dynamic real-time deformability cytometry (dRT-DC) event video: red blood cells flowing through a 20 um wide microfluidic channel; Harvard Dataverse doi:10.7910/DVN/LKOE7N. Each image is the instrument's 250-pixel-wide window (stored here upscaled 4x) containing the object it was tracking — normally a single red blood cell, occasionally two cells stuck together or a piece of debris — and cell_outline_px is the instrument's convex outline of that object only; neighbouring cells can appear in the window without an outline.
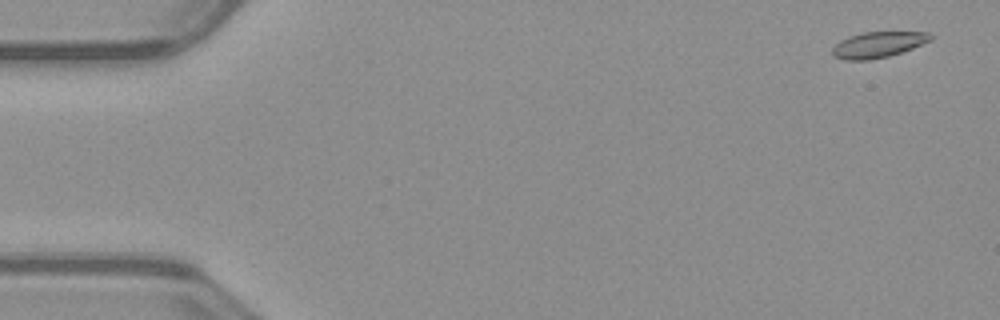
{"species": "common noctule bat (a hibernating species)", "species_latin": "Nyctalus noctula", "temperature_condition": "warm", "stored_images_in_passage": 53, "camera_frame_rate_fps": 3000, "um_per_image_px": 0.085, "animal": {"sex": "male", "body_mass_g": 23.1, "forearm_length_mm": 52.7}, "frame": {"image": 1, "passage_image": 3, "time_ms": 0.667, "image_size_px": [1000, 320], "cell_outline_px": [[936, 36], [932, 40], [912, 48], [888, 56], [868, 60], [844, 60], [832, 56], [832, 48], [840, 40], [848, 36], [864, 32], [928, 32]], "centroid_in_image_um": [74.63, 3.79], "position_along_channel_um": 10.4, "area_um2": 14.85}}
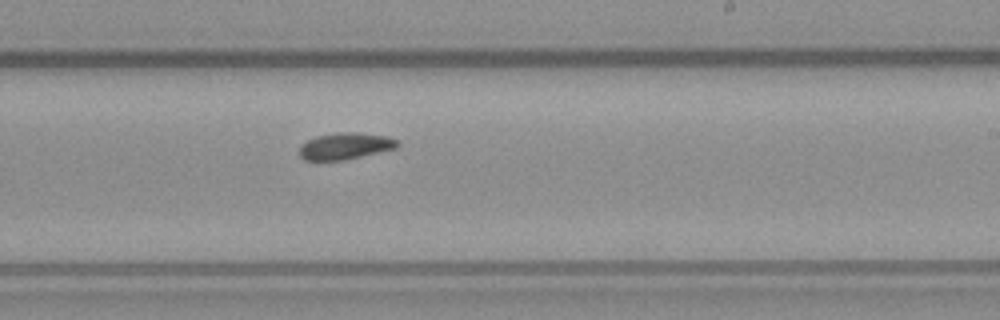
{"frame": {"image": 2, "passage_image": 32, "time_ms": 10.333, "image_size_px": [1000, 320], "cell_outline_px": [[400, 144], [396, 148], [344, 160], [304, 160], [300, 156], [300, 144], [316, 136], [340, 132], [356, 132], [388, 136], [396, 140]], "centroid_in_image_um": [29.34, 12.41], "position_along_channel_um": 259.7, "area_um2": 15.14}}
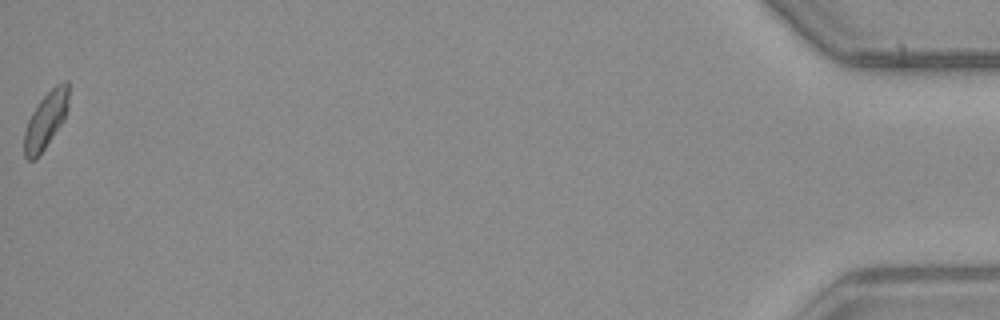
{"frame": {"image": 3, "passage_image": 53, "time_ms": 17.333, "image_size_px": [1000, 320], "cell_outline_px": [[68, 108], [64, 120], [36, 160], [28, 160], [24, 156], [24, 132], [28, 120], [32, 112], [40, 100], [56, 84], [64, 80], [68, 80]], "centroid_in_image_um": [3.89, 10.22], "position_along_channel_um": 431.3, "area_um2": 14.62}, "authors_computed_cell_mechanics": {"area_um2": 15.028, "velocity_mm_per_s": 3.9837, "shape_relaxation_time_tau1_ms": 3.4553, "shape_relaxation_time_tau2_ms": 3.2528, "deformation_change_tau1": 0.1136, "deformation_change_tau2": 0.0925}}